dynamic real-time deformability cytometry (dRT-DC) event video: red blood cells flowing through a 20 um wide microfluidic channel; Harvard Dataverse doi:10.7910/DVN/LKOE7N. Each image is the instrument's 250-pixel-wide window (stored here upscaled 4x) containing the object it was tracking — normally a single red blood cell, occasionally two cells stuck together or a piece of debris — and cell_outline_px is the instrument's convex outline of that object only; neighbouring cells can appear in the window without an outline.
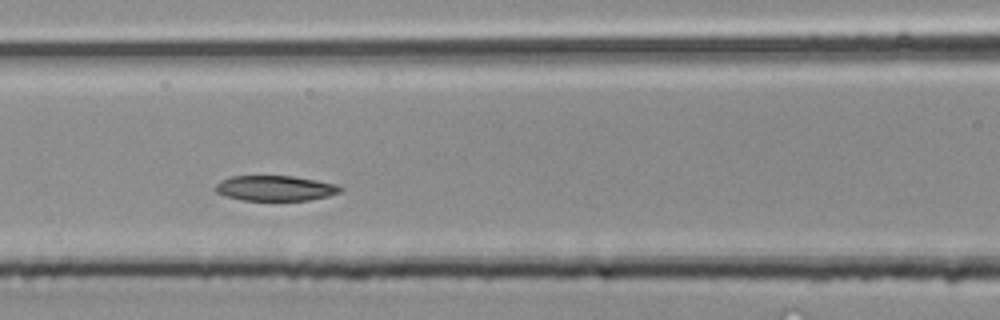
{"species": "common noctule bat (a hibernating species)", "species_latin": "Nyctalus noctula", "temperature_condition": "room temperature", "stored_images_in_passage": 5, "segment_of_instrument_passage": [2, 2], "camera_frame_rate_fps": 3000, "um_per_image_px": 0.085, "animal": {"sex": "male", "body_mass_g": 20.4}, "frame": {"image": 1, "passage_image": 5, "time_ms": 1.333, "image_size_px": [1000, 320], "cell_outline_px": [[344, 188], [340, 192], [328, 196], [308, 200], [244, 200], [224, 196], [216, 192], [216, 184], [220, 180], [232, 176], [292, 176], [316, 180], [336, 184]], "centroid_in_image_um": [23.39, 15.99], "position_along_channel_um": 143.2, "area_um2": 18.32}}